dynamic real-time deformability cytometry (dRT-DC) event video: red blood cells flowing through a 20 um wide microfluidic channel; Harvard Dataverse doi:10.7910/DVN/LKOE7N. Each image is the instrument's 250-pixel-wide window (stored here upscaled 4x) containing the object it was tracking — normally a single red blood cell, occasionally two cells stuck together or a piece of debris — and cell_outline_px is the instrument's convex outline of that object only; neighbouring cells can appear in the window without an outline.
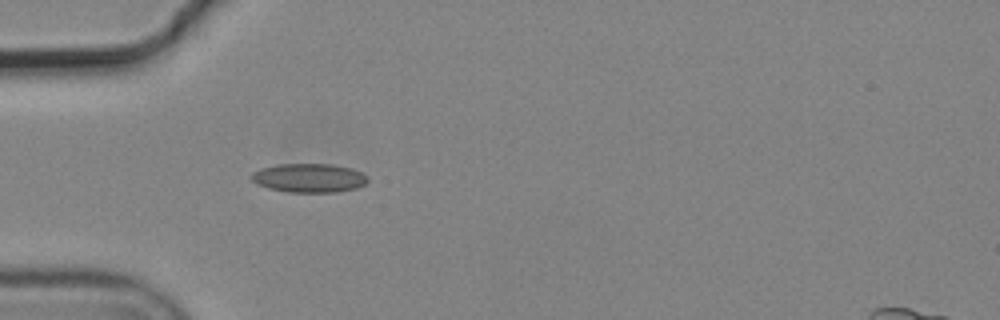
{"species": "common noctule bat (a hibernating species)", "species_latin": "Nyctalus noctula", "temperature_condition": "cold", "stored_images_in_passage": 2, "camera_frame_rate_fps": 3000, "um_per_image_px": 0.085, "animal": {"sex": "male", "body_mass_g": 19.2, "forearm_length_mm": 51.8}, "frame": {"image": 1, "passage_image": 2, "time_ms": 0.333, "image_size_px": [1000, 320], "cell_outline_px": [[368, 180], [364, 184], [356, 188], [336, 192], [288, 192], [268, 188], [256, 184], [252, 180], [252, 172], [260, 168], [280, 164], [332, 164], [352, 168], [368, 176]], "centroid_in_image_um": [26.26, 15.12], "position_along_channel_um": 58.7, "area_um2": 19.59}}